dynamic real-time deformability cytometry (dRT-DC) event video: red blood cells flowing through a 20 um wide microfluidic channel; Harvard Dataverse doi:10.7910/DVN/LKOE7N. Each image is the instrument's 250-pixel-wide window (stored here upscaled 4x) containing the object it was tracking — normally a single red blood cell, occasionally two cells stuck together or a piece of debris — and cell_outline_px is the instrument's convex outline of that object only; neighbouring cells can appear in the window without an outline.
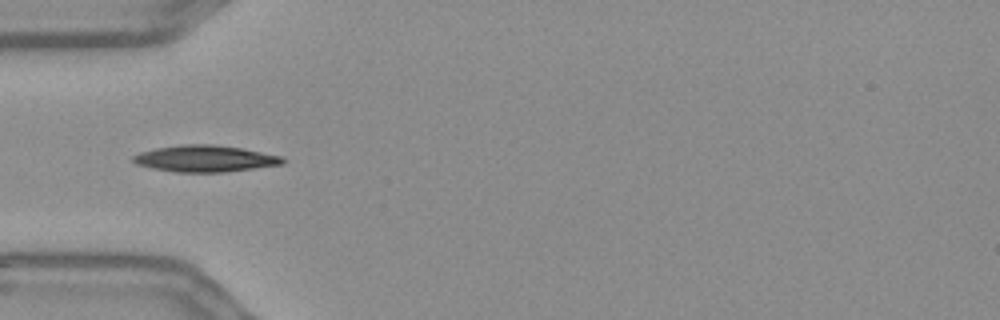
{"species": "Egyptian fruit bat (a non-hibernating species)", "species_latin": "Rousettus aegyptiacus", "temperature_condition": "warm", "stored_images_in_passage": 7, "camera_frame_rate_fps": 3000, "um_per_image_px": 0.085, "frame": {"image": 1, "passage_image": 1, "time_ms": 0.0, "image_size_px": [1000, 320], "cell_outline_px": [[288, 160], [284, 164], [224, 172], [176, 172], [152, 168], [136, 164], [132, 160], [132, 156], [140, 152], [156, 148], [184, 144], [212, 144], [240, 148], [284, 156]], "centroid_in_image_um": [17.46, 13.48], "position_along_channel_um": 67.5, "area_um2": 23.18}}